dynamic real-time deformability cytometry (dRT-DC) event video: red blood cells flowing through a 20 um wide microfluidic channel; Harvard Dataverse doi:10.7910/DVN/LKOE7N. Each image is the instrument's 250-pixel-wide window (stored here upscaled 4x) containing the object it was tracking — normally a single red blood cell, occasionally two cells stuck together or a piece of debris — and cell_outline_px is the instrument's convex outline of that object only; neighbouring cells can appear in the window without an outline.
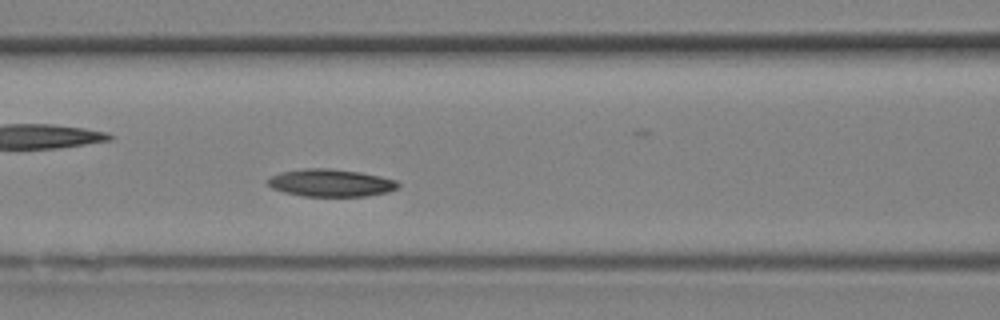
{"species": "Egyptian fruit bat (a non-hibernating species)", "species_latin": "Rousettus aegyptiacus", "temperature_condition": "room temperature", "stored_images_in_passage": 12, "camera_frame_rate_fps": 3000, "um_per_image_px": 0.085, "animal": {"sex": "female"}, "frame": {"image": 1, "passage_image": 12, "time_ms": 3.667, "image_size_px": [1000, 320], "cell_outline_px": [[400, 184], [396, 188], [388, 192], [364, 196], [304, 196], [284, 192], [272, 188], [268, 184], [268, 180], [272, 176], [280, 172], [304, 168], [332, 168], [360, 172], [380, 176], [396, 180]], "centroid_in_image_um": [28.11, 15.53], "position_along_channel_um": 138.5, "area_um2": 20.81}}